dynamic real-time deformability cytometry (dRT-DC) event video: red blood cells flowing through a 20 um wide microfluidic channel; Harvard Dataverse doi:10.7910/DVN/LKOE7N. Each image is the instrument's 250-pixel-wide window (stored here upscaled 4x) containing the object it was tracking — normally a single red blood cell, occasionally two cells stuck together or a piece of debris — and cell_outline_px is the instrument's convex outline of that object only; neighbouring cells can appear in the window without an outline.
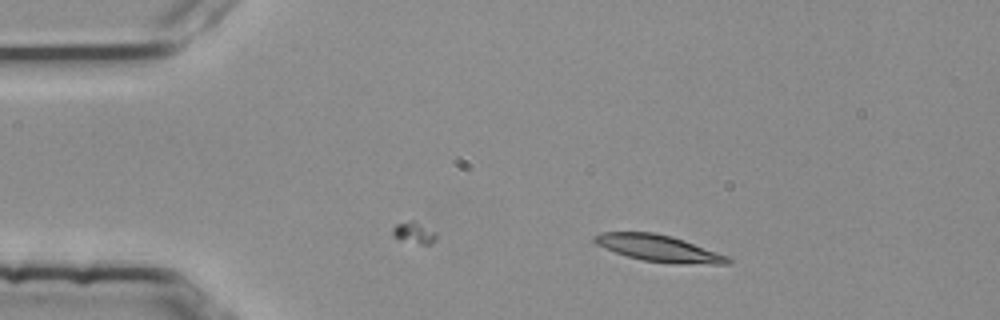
{"species": "common noctule bat (a hibernating species)", "species_latin": "Nyctalus noctula", "temperature_condition": "room temperature", "stored_images_in_passage": 2, "camera_frame_rate_fps": 3000, "um_per_image_px": 0.085, "animal": {"sex": "female", "body_mass_g": 25.1}, "frame": {"image": 1, "passage_image": 2, "time_ms": 0.333, "image_size_px": [1000, 320], "cell_outline_px": [[732, 264], [676, 264], [640, 260], [616, 252], [596, 244], [592, 240], [592, 236], [600, 232], [652, 232], [672, 236], [684, 240], [728, 256], [732, 260]], "centroid_in_image_um": [56.0, 21.11], "position_along_channel_um": 29.0, "area_um2": 20.75}}